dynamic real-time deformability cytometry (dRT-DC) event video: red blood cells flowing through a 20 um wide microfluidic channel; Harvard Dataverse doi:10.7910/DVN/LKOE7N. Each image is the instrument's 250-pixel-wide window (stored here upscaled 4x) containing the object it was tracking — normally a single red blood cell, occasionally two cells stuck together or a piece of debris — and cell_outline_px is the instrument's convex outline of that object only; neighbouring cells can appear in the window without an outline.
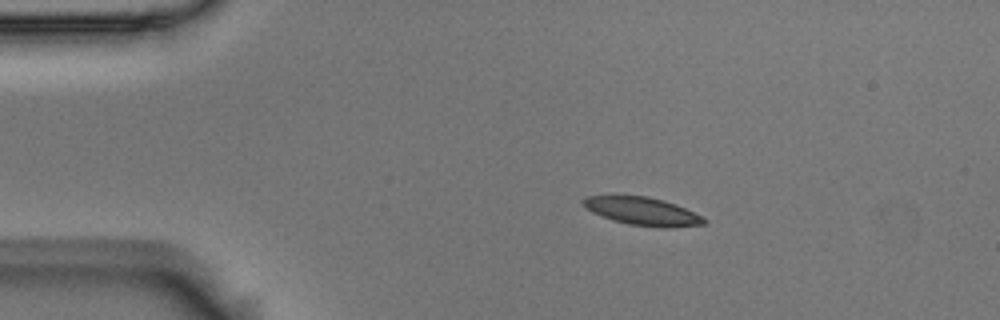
{"species": "Egyptian fruit bat (a non-hibernating species)", "species_latin": "Rousettus aegyptiacus", "temperature_condition": "room temperature", "stored_images_in_passage": 47, "camera_frame_rate_fps": 3000, "um_per_image_px": 0.085, "animal": {"sex": "male"}, "frame": {"image": 1, "passage_image": 1, "time_ms": 0.0, "image_size_px": [1000, 320], "cell_outline_px": [[708, 220], [704, 224], [672, 228], [664, 228], [628, 224], [612, 220], [592, 212], [580, 200], [584, 196], [648, 196], [664, 200], [676, 204], [704, 216]], "centroid_in_image_um": [54.67, 17.96], "position_along_channel_um": 30.3, "area_um2": 19.83}}
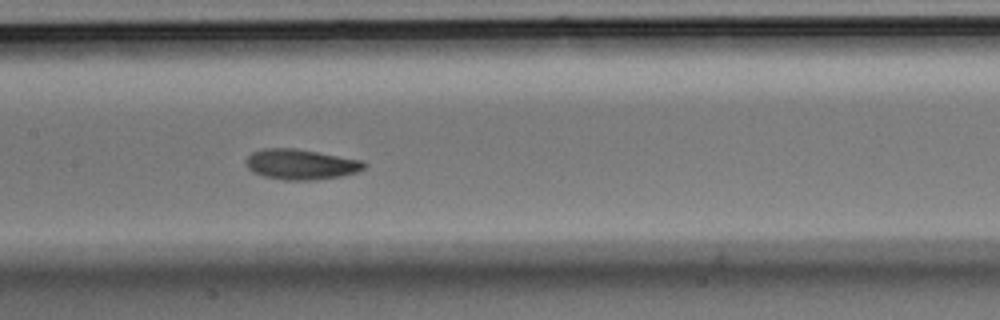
{"frame": {"image": 2, "passage_image": 18, "time_ms": 5.667, "image_size_px": [1000, 320], "cell_outline_px": [[368, 164], [364, 168], [356, 172], [340, 176], [308, 180], [284, 180], [264, 176], [252, 172], [248, 168], [244, 160], [252, 152], [264, 148], [296, 148], [364, 160]], "centroid_in_image_um": [25.57, 13.95], "position_along_channel_um": 181.8, "area_um2": 20.98}}
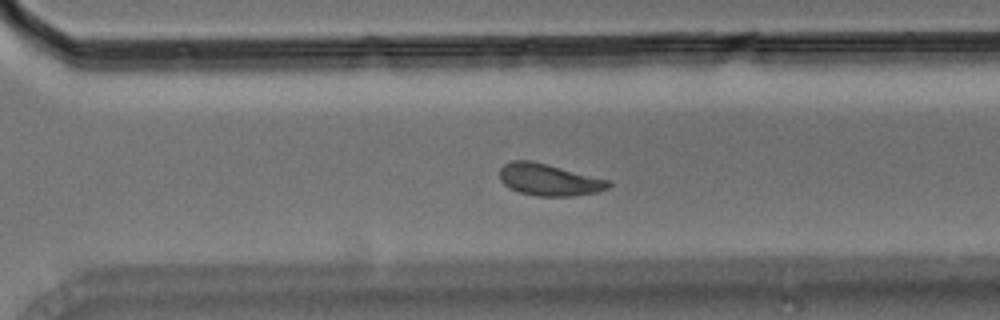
{"frame": {"image": 3, "passage_image": 30, "time_ms": 9.667, "image_size_px": [1000, 320], "cell_outline_px": [[612, 184], [608, 188], [600, 192], [572, 196], [536, 196], [520, 192], [508, 188], [500, 180], [500, 168], [504, 164], [512, 160], [532, 160], [608, 180]], "centroid_in_image_um": [46.64, 15.28], "position_along_channel_um": 324.0, "area_um2": 20.23}, "authors_computed_cell_mechanics": {"area_um2": 20.519, "velocity_mm_per_s": 3.5672, "shape_relaxation_time_tau1_ms": 3.4301, "shape_relaxation_time_tau2_ms": 6.311, "deformation_change_tau1": 0.1053, "deformation_change_tau2": 0.1261}}